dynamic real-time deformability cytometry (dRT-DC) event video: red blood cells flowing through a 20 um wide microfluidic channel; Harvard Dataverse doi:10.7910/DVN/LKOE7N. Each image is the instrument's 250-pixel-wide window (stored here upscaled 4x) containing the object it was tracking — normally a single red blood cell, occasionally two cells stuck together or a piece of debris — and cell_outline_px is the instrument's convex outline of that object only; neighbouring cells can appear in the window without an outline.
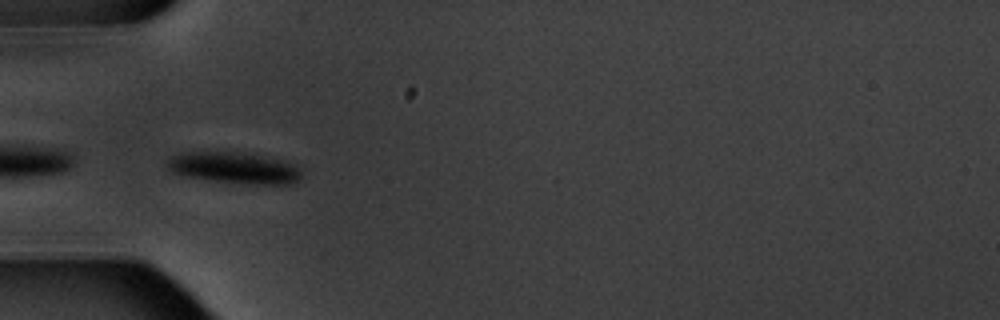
{"species": "common noctule bat (a hibernating species)", "species_latin": "Nyctalus noctula", "temperature_condition": "warm", "stored_images_in_passage": 6, "camera_frame_rate_fps": 3000, "um_per_image_px": 0.085, "animal": {"sex": "male", "body_mass_g": 20.1, "forearm_length_mm": 53.5}, "frame": {"image": 1, "passage_image": 5, "time_ms": 5.0, "image_size_px": [1000, 320], "cell_outline_px": [[304, 176], [296, 184], [244, 184], [180, 176], [172, 172], [164, 164], [172, 156], [184, 152], [236, 152], [280, 160], [296, 164], [300, 168]], "centroid_in_image_um": [19.93, 14.29], "position_along_channel_um": 65.1, "area_um2": 24.74}}